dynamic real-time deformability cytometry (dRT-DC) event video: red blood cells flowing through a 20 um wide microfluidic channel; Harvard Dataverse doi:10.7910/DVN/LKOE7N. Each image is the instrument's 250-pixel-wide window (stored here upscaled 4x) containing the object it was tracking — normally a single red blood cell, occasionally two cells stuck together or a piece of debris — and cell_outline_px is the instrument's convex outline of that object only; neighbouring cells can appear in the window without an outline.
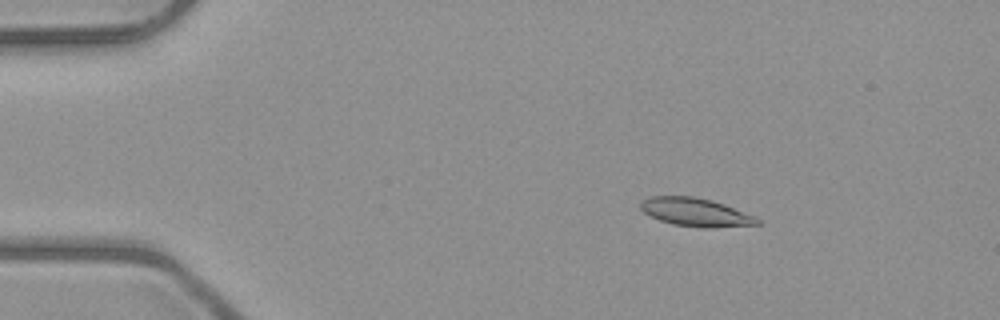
{"species": "common noctule bat (a hibernating species)", "species_latin": "Nyctalus noctula", "temperature_condition": "room temperature", "stored_images_in_passage": 5, "camera_frame_rate_fps": 3000, "um_per_image_px": 0.085, "animal": {"sex": "male", "body_mass_g": 23.1, "forearm_length_mm": 52.7}, "frame": {"image": 1, "passage_image": 3, "time_ms": 2.333, "image_size_px": [1000, 320], "cell_outline_px": [[760, 224], [712, 228], [704, 228], [672, 224], [660, 220], [644, 212], [640, 208], [640, 204], [644, 200], [652, 196], [692, 196], [712, 200], [724, 204], [756, 216], [760, 220]], "centroid_in_image_um": [59.17, 18.04], "position_along_channel_um": 25.8, "area_um2": 19.19}}